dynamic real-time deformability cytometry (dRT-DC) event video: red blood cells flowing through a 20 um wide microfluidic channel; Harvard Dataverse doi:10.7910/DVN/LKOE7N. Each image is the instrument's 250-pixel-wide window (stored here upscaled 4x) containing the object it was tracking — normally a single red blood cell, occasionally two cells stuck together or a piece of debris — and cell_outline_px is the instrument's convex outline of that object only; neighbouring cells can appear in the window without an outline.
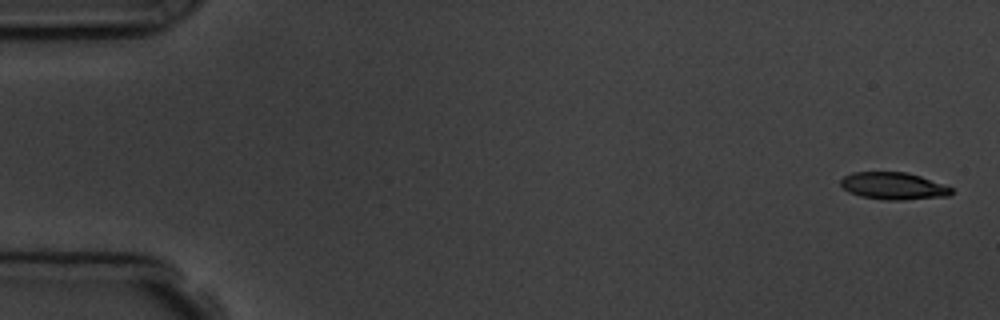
{"species": "common noctule bat (a hibernating species)", "species_latin": "Nyctalus noctula", "temperature_condition": "room temperature", "stored_images_in_passage": 6, "camera_frame_rate_fps": 3000, "um_per_image_px": 0.085, "animal": {"sex": "male", "body_mass_g": 19.5, "forearm_length_mm": 54.6}, "frame": {"image": 1, "passage_image": 1, "time_ms": 0.0, "image_size_px": [1000, 320], "cell_outline_px": [[952, 192], [948, 196], [904, 200], [884, 200], [860, 196], [848, 192], [840, 184], [840, 180], [844, 176], [852, 172], [908, 172], [920, 176], [952, 188]], "centroid_in_image_um": [75.9, 15.81], "position_along_channel_um": 9.1, "area_um2": 17.51}}